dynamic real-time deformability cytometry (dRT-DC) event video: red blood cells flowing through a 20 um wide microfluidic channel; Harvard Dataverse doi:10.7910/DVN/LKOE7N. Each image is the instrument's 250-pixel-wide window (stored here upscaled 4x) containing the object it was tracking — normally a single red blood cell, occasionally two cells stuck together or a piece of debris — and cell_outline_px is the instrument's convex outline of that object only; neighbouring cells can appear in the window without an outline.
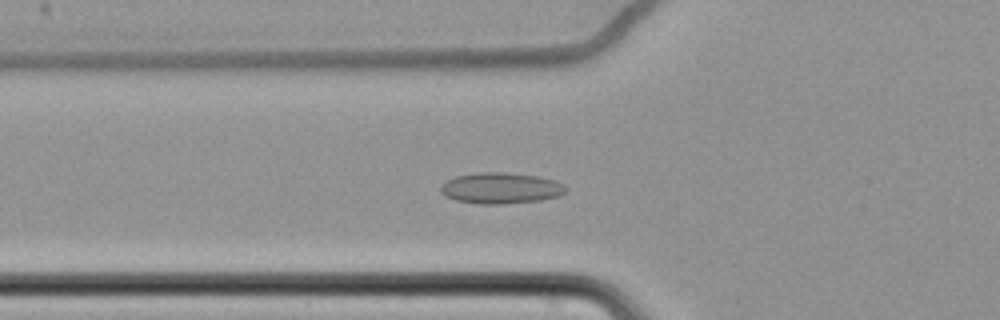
{"species": "common noctule bat (a hibernating species)", "species_latin": "Nyctalus noctula", "temperature_condition": "cold", "stored_images_in_passage": 51, "camera_frame_rate_fps": 3000, "um_per_image_px": 0.085, "animal": {"sex": "female", "body_mass_g": 22.7, "forearm_length_mm": 54.2}, "frame": {"image": 1, "passage_image": 21, "time_ms": 6.667, "image_size_px": [1000, 320], "cell_outline_px": [[568, 188], [564, 192], [556, 196], [540, 200], [500, 204], [480, 204], [456, 200], [440, 192], [440, 188], [448, 180], [456, 176], [476, 172], [504, 172], [536, 176], [552, 180], [564, 184]], "centroid_in_image_um": [42.56, 15.98], "position_along_channel_um": 83.2, "area_um2": 22.31}}
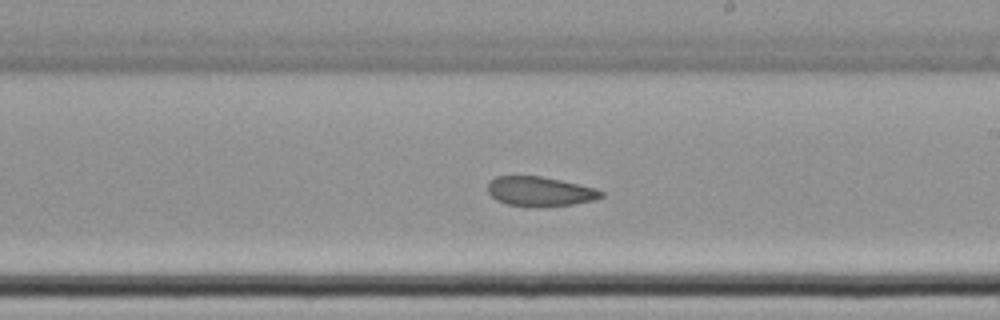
{"frame": {"image": 2, "passage_image": 35, "time_ms": 11.333, "image_size_px": [1000, 320], "cell_outline_px": [[604, 196], [592, 200], [572, 204], [544, 208], [532, 208], [508, 204], [496, 200], [488, 192], [488, 180], [496, 176], [540, 176], [560, 180], [596, 188], [604, 192]], "centroid_in_image_um": [45.87, 16.29], "position_along_channel_um": 243.1, "area_um2": 19.83}}
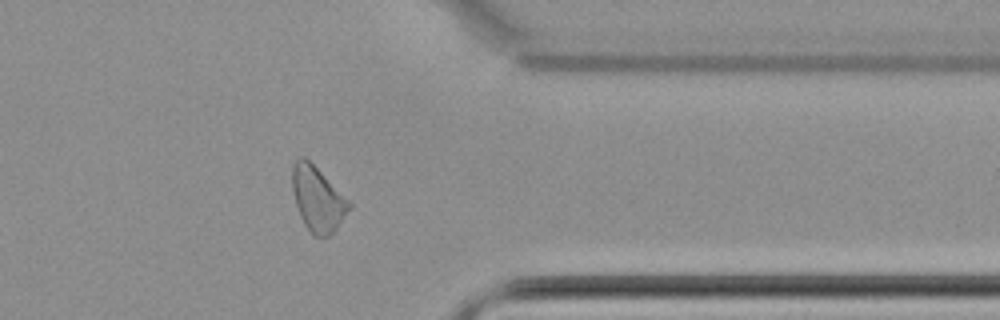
{"frame": {"image": 3, "passage_image": 48, "time_ms": 15.667, "image_size_px": [1000, 320], "cell_outline_px": [[352, 208], [336, 228], [328, 236], [312, 236], [304, 224], [300, 216], [296, 204], [292, 188], [292, 164], [300, 156], [304, 156], [352, 204]], "centroid_in_image_um": [26.98, 16.93], "position_along_channel_um": 384.4, "area_um2": 21.1}, "authors_computed_cell_mechanics": {"area_um2": 21.2126, "velocity_mm_per_s": 3.4453, "shape_relaxation_time_tau1_ms": null, "shape_relaxation_time_tau2_ms": 4.6824, "deformation_change_tau1": null, "deformation_change_tau2": 0.0948}}